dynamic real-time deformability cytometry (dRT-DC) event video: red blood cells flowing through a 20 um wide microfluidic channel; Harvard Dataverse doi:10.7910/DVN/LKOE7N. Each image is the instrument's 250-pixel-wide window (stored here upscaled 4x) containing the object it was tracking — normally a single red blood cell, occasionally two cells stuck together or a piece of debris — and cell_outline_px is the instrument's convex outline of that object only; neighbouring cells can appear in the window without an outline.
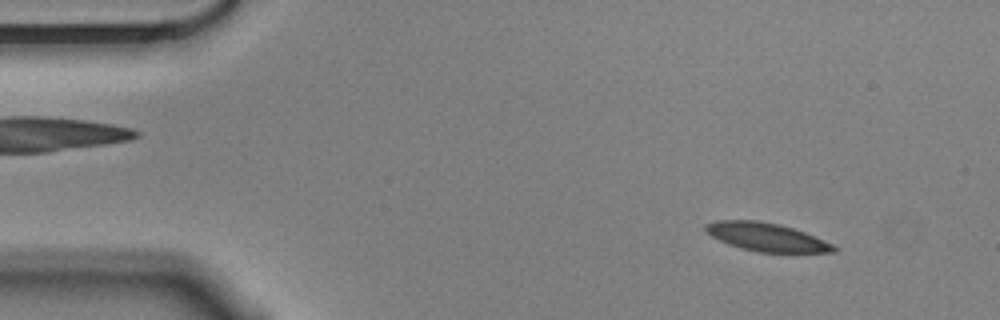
{"species": "Egyptian fruit bat (a non-hibernating species)", "species_latin": "Rousettus aegyptiacus", "temperature_condition": "cold", "stored_images_in_passage": 55, "camera_frame_rate_fps": 3000, "um_per_image_px": 0.085, "animal": {"sex": "male"}, "frame": {"image": 1, "passage_image": 5, "time_ms": 1.333, "image_size_px": [1000, 320], "cell_outline_px": [[840, 248], [836, 252], [756, 252], [740, 248], [728, 244], [704, 232], [704, 224], [716, 220], [756, 220], [780, 224], [804, 232], [824, 240]], "centroid_in_image_um": [65.12, 20.14], "position_along_channel_um": 19.9, "area_um2": 21.21}}
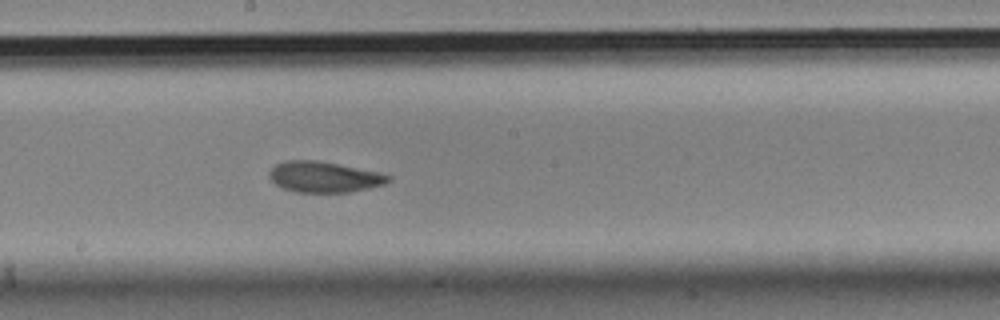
{"frame": {"image": 2, "passage_image": 29, "time_ms": 9.333, "image_size_px": [1000, 320], "cell_outline_px": [[392, 180], [384, 184], [368, 188], [348, 192], [296, 192], [284, 188], [276, 184], [268, 176], [268, 172], [276, 164], [284, 160], [316, 160], [380, 172], [392, 176]], "centroid_in_image_um": [27.55, 15.03], "position_along_channel_um": 220.6, "area_um2": 21.33}}
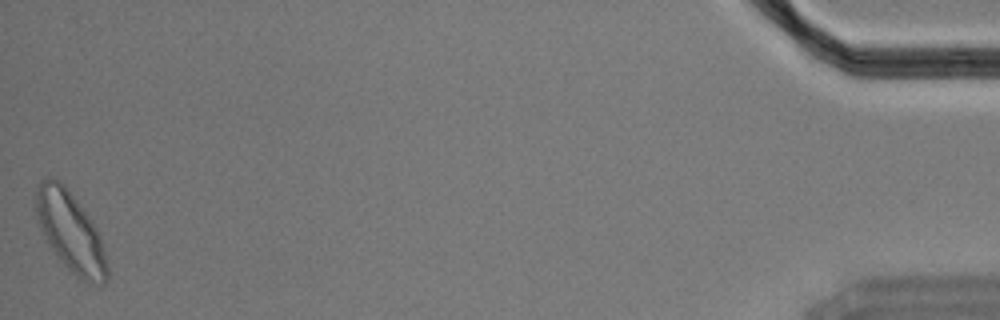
{"frame": {"image": 3, "passage_image": 55, "time_ms": 18.0, "image_size_px": [1000, 320], "cell_outline_px": [[108, 280], [104, 284], [92, 284], [76, 276], [60, 260], [48, 244], [40, 224], [36, 212], [36, 192], [40, 180], [48, 176], [60, 180], [64, 184], [96, 228], [100, 236], [108, 264]], "centroid_in_image_um": [6.01, 19.72], "position_along_channel_um": 429.2, "area_um2": 32.66}, "authors_computed_cell_mechanics": {"area_um2": 22.0218, "velocity_mm_per_s": 3.5204, "shape_relaxation_time_tau1_ms": 3.9892, "shape_relaxation_time_tau2_ms": 2.5772, "deformation_change_tau1": 0.1336, "deformation_change_tau2": 0.0711}}